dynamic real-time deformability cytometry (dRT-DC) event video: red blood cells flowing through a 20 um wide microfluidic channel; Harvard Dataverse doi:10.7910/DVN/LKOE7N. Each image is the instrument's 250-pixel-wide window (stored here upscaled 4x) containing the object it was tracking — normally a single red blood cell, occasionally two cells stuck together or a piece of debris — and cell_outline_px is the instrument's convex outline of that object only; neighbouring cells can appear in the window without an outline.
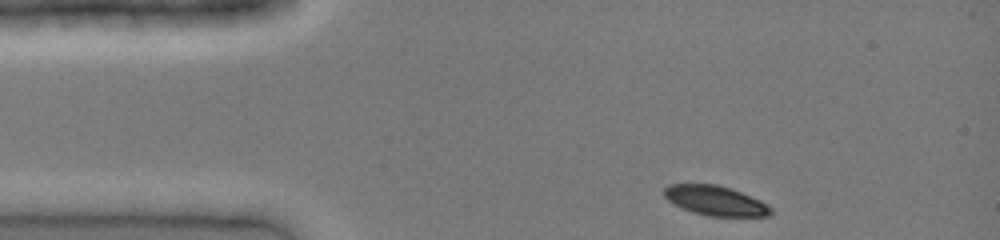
{"species": "common noctule bat (a hibernating species)", "species_latin": "Nyctalus noctula", "temperature_condition": "cold", "stored_images_in_passage": 32, "camera_frame_rate_fps": 3000, "um_per_image_px": 0.085, "animal": {"sex": "female", "body_mass_g": 19.0, "forearm_length_mm": 51.5}, "frame": {"image": 1, "passage_image": 1, "time_ms": 0.0, "image_size_px": [1000, 240], "cell_outline_px": [[772, 212], [768, 216], [708, 216], [692, 212], [668, 200], [664, 196], [664, 188], [668, 184], [716, 184], [732, 188], [760, 200], [772, 208]], "centroid_in_image_um": [60.82, 17.04], "position_along_channel_um": 24.2, "area_um2": 18.38}}
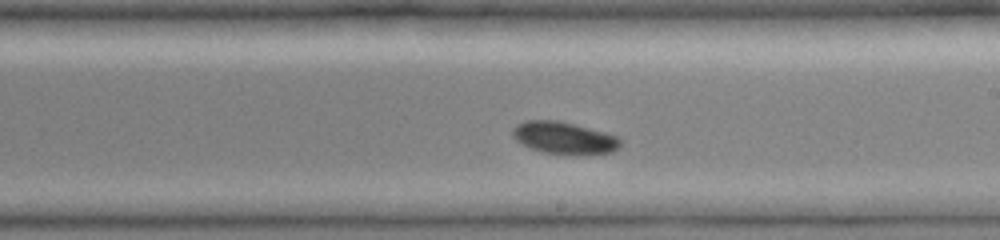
{"frame": {"image": 2, "passage_image": 19, "time_ms": 6.0, "image_size_px": [1000, 240], "cell_outline_px": [[620, 148], [612, 152], [544, 152], [532, 148], [516, 140], [512, 136], [512, 128], [516, 124], [524, 120], [556, 120], [604, 132], [616, 136], [620, 140]], "centroid_in_image_um": [47.88, 11.67], "position_along_channel_um": 241.1, "area_um2": 19.25}}
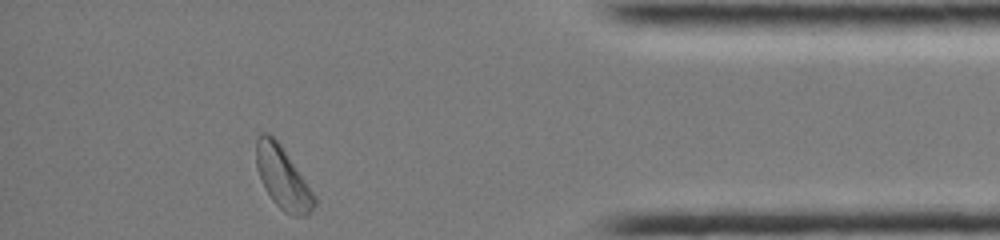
{"frame": {"image": 3, "passage_image": 32, "time_ms": 10.333, "image_size_px": [1000, 240], "cell_outline_px": [[316, 204], [304, 216], [292, 216], [284, 212], [272, 200], [264, 188], [260, 180], [256, 168], [256, 140], [260, 132], [268, 132], [280, 144], [316, 196]], "centroid_in_image_um": [24.0, 15.11], "position_along_channel_um": 411.2, "area_um2": 20.98}}